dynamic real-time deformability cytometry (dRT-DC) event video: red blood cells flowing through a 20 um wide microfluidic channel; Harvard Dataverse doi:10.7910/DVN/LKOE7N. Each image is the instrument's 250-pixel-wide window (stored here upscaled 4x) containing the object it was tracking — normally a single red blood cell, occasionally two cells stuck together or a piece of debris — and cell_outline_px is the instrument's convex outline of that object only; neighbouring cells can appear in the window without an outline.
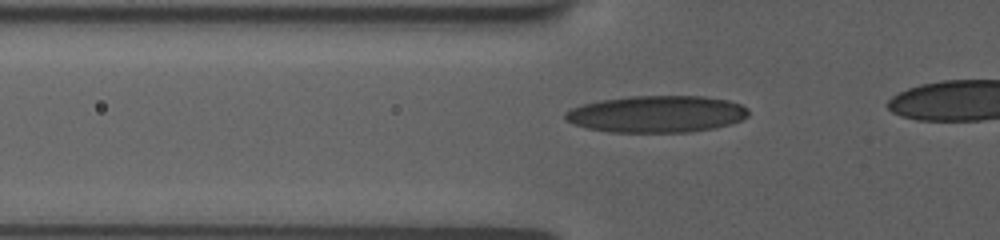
{"species": "human", "species_latin": "Homo sapiens", "temperature_condition": "room temperature", "stored_images_in_passage": 39, "camera_frame_rate_fps": 3000, "um_per_image_px": 0.085, "donor": {"sex": "female"}, "frame": {"image": 1, "passage_image": 10, "time_ms": 3.0, "image_size_px": [1000, 240], "cell_outline_px": [[748, 116], [740, 120], [728, 124], [712, 128], [688, 132], [608, 132], [588, 128], [572, 124], [564, 120], [564, 112], [572, 108], [584, 104], [600, 100], [628, 96], [704, 96], [728, 100], [740, 104], [748, 108]], "centroid_in_image_um": [55.78, 9.69], "position_along_channel_um": 70.0, "area_um2": 39.36}}
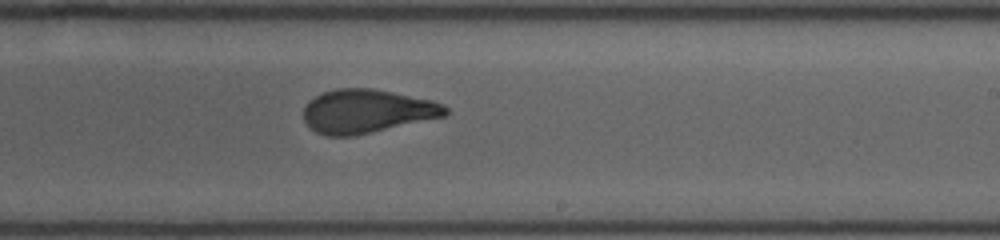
{"frame": {"image": 2, "passage_image": 25, "time_ms": 8.0, "image_size_px": [1000, 240], "cell_outline_px": [[448, 112], [444, 116], [352, 136], [328, 136], [316, 132], [304, 120], [304, 108], [308, 100], [324, 92], [336, 88], [372, 88], [432, 100], [444, 104], [448, 108]], "centroid_in_image_um": [31.17, 9.44], "position_along_channel_um": 257.8, "area_um2": 35.72}}
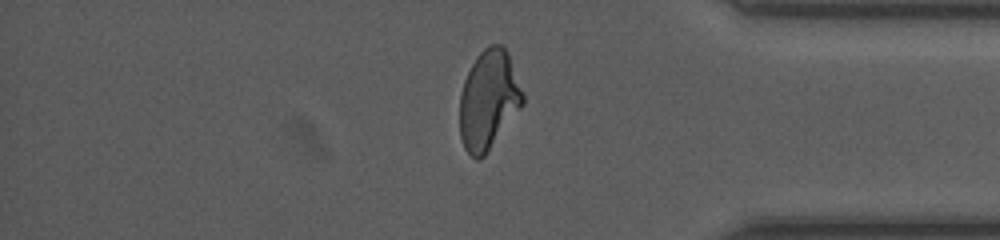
{"frame": {"image": 3, "passage_image": 37, "time_ms": 12.0, "image_size_px": [1000, 240], "cell_outline_px": [[524, 104], [484, 156], [480, 160], [476, 160], [464, 148], [460, 136], [460, 92], [464, 80], [476, 56], [488, 44], [504, 44], [508, 52], [524, 96]], "centroid_in_image_um": [41.53, 8.47], "position_along_channel_um": 393.7, "area_um2": 36.47}}